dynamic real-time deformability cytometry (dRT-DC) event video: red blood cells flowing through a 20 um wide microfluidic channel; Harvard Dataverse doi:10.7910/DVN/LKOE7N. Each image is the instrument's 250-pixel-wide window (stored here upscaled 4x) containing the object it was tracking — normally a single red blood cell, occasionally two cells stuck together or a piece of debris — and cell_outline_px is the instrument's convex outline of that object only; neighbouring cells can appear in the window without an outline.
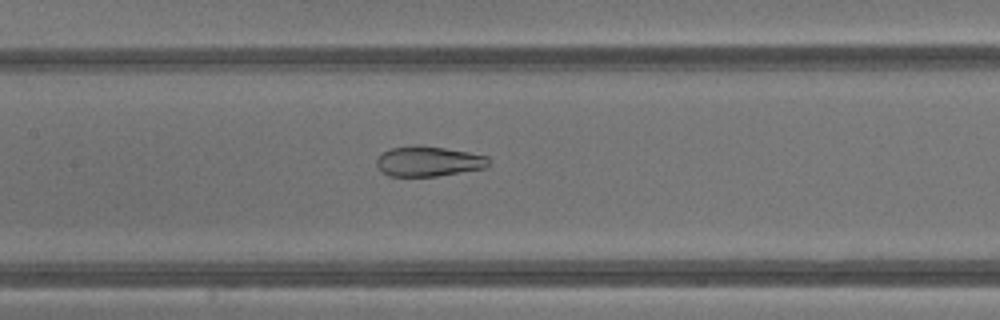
{"species": "common noctule bat (a hibernating species)", "species_latin": "Nyctalus noctula", "temperature_condition": "warm", "stored_images_in_passage": 43, "camera_frame_rate_fps": 3000, "um_per_image_px": 0.085, "animal": {"sex": "male", "body_mass_g": 13.3}, "frame": {"image": 1, "passage_image": 21, "time_ms": 6.667, "image_size_px": [1000, 320], "cell_outline_px": [[488, 168], [436, 176], [388, 176], [380, 172], [376, 164], [376, 160], [388, 148], [416, 144], [444, 148], [468, 152], [488, 156]], "centroid_in_image_um": [36.39, 13.71], "position_along_channel_um": 171.0, "area_um2": 19.88}}
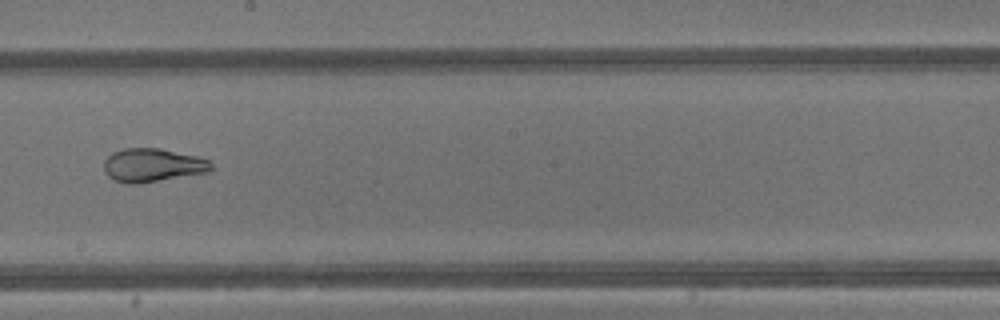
{"frame": {"image": 2, "passage_image": 25, "time_ms": 8.0, "image_size_px": [1000, 320], "cell_outline_px": [[212, 168], [208, 172], [136, 184], [128, 184], [116, 180], [108, 176], [104, 172], [104, 160], [112, 152], [124, 148], [160, 148], [196, 156], [208, 160], [212, 164]], "centroid_in_image_um": [12.94, 14.03], "position_along_channel_um": 235.3, "area_um2": 20.81}}
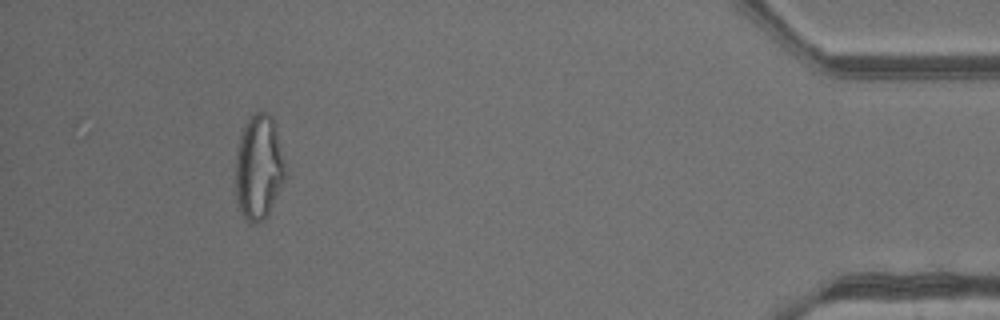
{"frame": {"image": 3, "passage_image": 40, "time_ms": 13.0, "image_size_px": [1000, 320], "cell_outline_px": [[288, 176], [268, 216], [264, 220], [252, 224], [240, 212], [236, 200], [236, 156], [240, 136], [248, 120], [256, 112], [268, 112], [272, 116], [276, 124]], "centroid_in_image_um": [22.04, 14.26], "position_along_channel_um": 413.2, "area_um2": 30.92}, "authors_computed_cell_mechanics": {"area_um2": 28.611, "velocity_mm_per_s": 4.8417, "shape_relaxation_time_tau1_ms": null, "shape_relaxation_time_tau2_ms": 1.0912, "deformation_change_tau1": null, "deformation_change_tau2": 0.0805}}